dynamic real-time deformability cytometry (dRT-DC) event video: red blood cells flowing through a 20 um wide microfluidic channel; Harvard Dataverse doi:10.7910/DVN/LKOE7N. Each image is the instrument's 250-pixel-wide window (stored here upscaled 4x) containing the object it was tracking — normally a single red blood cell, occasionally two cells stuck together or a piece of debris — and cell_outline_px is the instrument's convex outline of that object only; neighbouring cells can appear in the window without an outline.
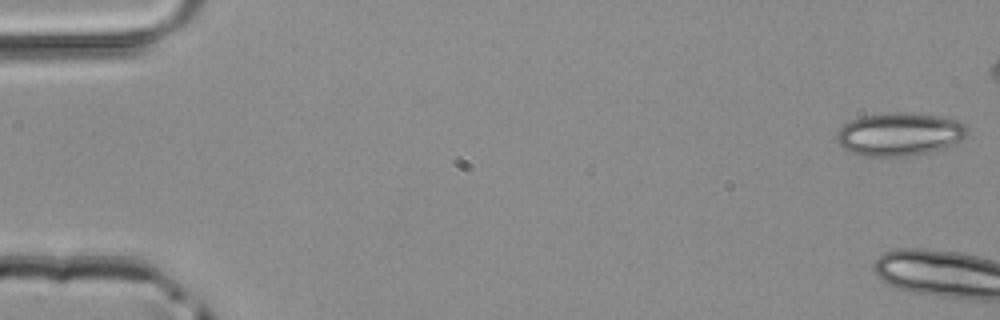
{"species": "common noctule bat (a hibernating species)", "species_latin": "Nyctalus noctula", "temperature_condition": "room temperature", "stored_images_in_passage": 5, "camera_frame_rate_fps": 3000, "um_per_image_px": 0.085, "animal": {"sex": "male", "body_mass_g": 20.4}, "frame": {"image": 1, "passage_image": 1, "time_ms": 0.0, "image_size_px": [1000, 320], "cell_outline_px": [[968, 132], [960, 140], [952, 144], [928, 152], [904, 156], [864, 156], [852, 152], [844, 148], [836, 140], [836, 132], [844, 124], [852, 120], [864, 116], [888, 112], [904, 112], [936, 116], [956, 120], [964, 124], [968, 128]], "centroid_in_image_um": [76.42, 11.4], "position_along_channel_um": 8.6, "area_um2": 32.37}}